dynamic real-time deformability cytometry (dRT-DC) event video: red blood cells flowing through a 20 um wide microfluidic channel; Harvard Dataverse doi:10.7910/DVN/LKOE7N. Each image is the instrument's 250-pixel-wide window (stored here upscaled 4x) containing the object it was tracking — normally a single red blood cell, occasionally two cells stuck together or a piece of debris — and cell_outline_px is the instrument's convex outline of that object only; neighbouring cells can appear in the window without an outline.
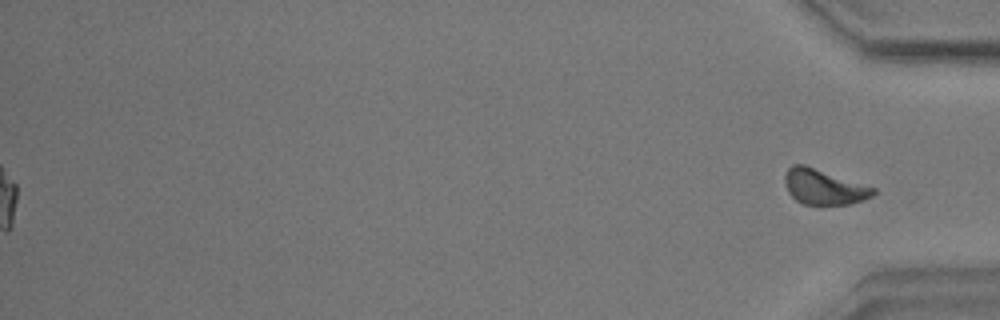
{"species": "common noctule bat (a hibernating species)", "species_latin": "Nyctalus noctula", "temperature_condition": "warm", "stored_images_in_passage": 57, "segment_of_instrument_passage": [2, 2], "camera_frame_rate_fps": 3000, "um_per_image_px": 0.085, "animal": {"sex": "male", "body_mass_g": 17.9}, "frame": {"image": 1, "passage_image": 57, "time_ms": 18.667, "image_size_px": [1000, 320], "cell_outline_px": [[876, 192], [872, 196], [864, 200], [852, 204], [804, 204], [796, 200], [788, 192], [784, 184], [784, 172], [792, 164], [804, 164], [876, 188]], "centroid_in_image_um": [70.01, 15.88], "position_along_channel_um": 365.2, "area_um2": 18.26}}